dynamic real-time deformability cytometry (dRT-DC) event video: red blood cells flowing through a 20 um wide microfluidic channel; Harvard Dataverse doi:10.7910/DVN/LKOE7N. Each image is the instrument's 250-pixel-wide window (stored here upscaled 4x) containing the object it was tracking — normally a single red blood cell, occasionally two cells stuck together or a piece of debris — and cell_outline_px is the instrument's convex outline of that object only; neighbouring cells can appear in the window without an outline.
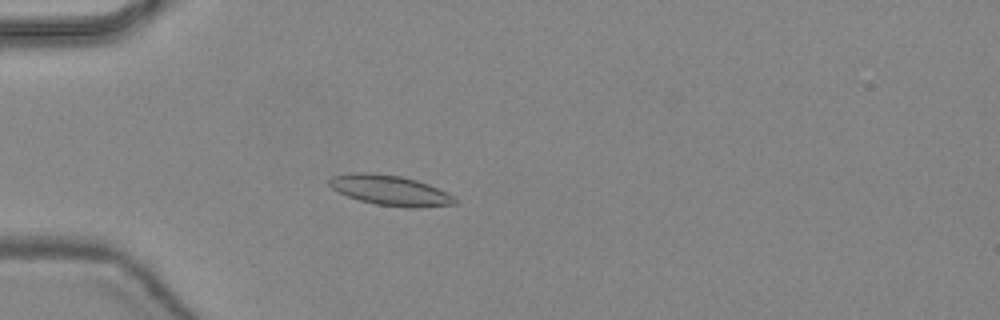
{"species": "common noctule bat (a hibernating species)", "species_latin": "Nyctalus noctula", "temperature_condition": "warm", "stored_images_in_passage": 47, "camera_frame_rate_fps": 3000, "um_per_image_px": 0.085, "animal": {"sex": "female", "body_mass_g": 24.6, "forearm_length_mm": 56.2}, "frame": {"image": 1, "passage_image": 14, "time_ms": 4.333, "image_size_px": [1000, 320], "cell_outline_px": [[456, 204], [424, 208], [408, 208], [376, 204], [360, 200], [348, 196], [332, 188], [328, 184], [328, 180], [332, 176], [352, 172], [372, 172], [400, 176], [416, 180], [428, 184], [452, 196], [456, 200]], "centroid_in_image_um": [33.14, 16.18], "position_along_channel_um": 51.9, "area_um2": 22.02}}
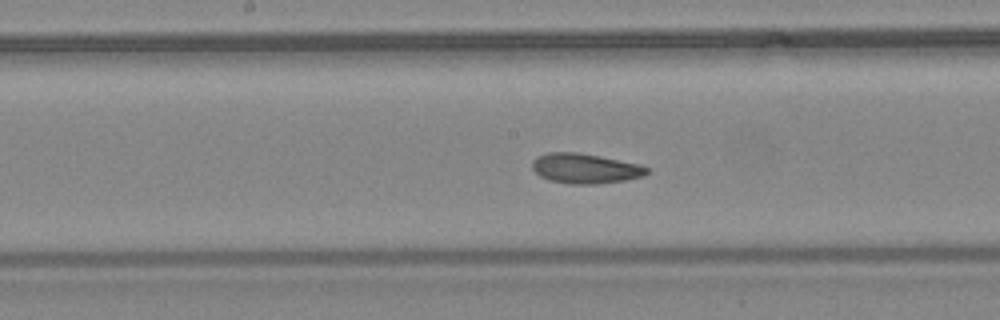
{"frame": {"image": 2, "passage_image": 25, "time_ms": 8.0, "image_size_px": [1000, 320], "cell_outline_px": [[648, 172], [644, 176], [624, 180], [596, 184], [572, 184], [548, 180], [540, 176], [532, 168], [532, 160], [536, 156], [548, 152], [576, 152], [600, 156], [640, 164], [648, 168]], "centroid_in_image_um": [49.71, 14.31], "position_along_channel_um": 198.5, "area_um2": 20.06}}
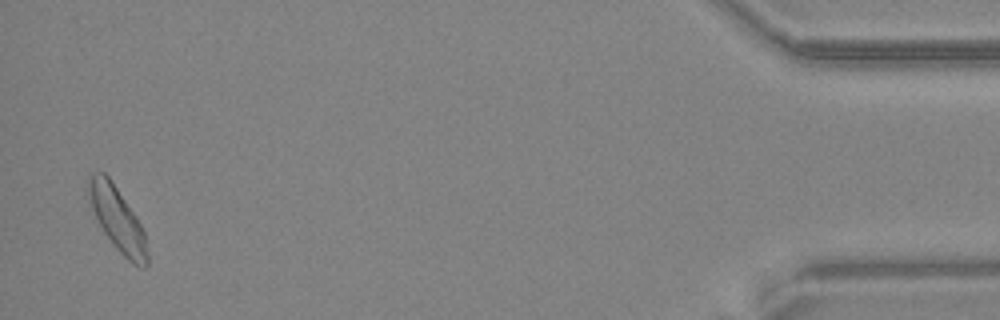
{"frame": {"image": 3, "passage_image": 46, "time_ms": 15.0, "image_size_px": [1000, 320], "cell_outline_px": [[148, 264], [144, 268], [132, 264], [116, 248], [104, 232], [92, 208], [88, 192], [88, 176], [92, 172], [104, 172], [108, 176], [136, 216], [144, 232], [148, 252]], "centroid_in_image_um": [9.99, 18.63], "position_along_channel_um": 425.2, "area_um2": 21.44}, "authors_computed_cell_mechanics": {"area_um2": 20.5768, "velocity_mm_per_s": 4.4122, "shape_relaxation_time_tau1_ms": 3.1019, "shape_relaxation_time_tau2_ms": 4.0829, "deformation_change_tau1": 0.1169, "deformation_change_tau2": 0.0753}}